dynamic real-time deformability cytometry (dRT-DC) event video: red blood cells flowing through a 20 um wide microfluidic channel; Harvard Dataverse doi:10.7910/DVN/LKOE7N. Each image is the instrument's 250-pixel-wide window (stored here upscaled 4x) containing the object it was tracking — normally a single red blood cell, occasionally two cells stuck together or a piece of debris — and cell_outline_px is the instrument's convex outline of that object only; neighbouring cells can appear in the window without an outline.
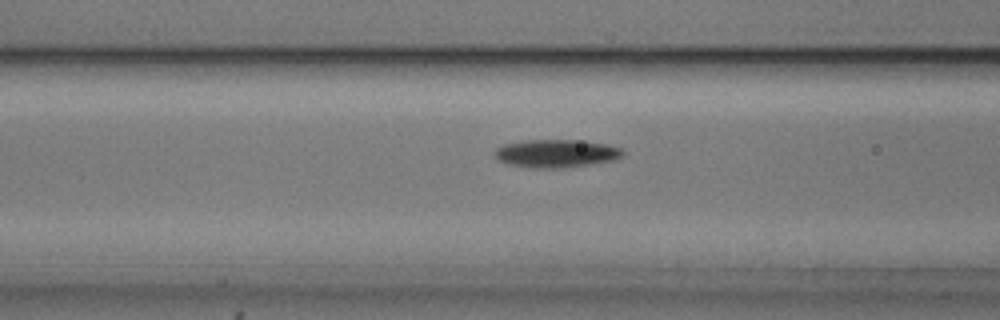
{"species": "common noctule bat (a hibernating species)", "species_latin": "Nyctalus noctula", "temperature_condition": "cold", "stored_images_in_passage": 48, "camera_frame_rate_fps": 3000, "um_per_image_px": 0.085, "animal": {"sex": "male", "body_mass_g": 20.5, "forearm_length_mm": 52.5}, "frame": {"image": 1, "passage_image": 15, "time_ms": 4.667, "image_size_px": [1000, 320], "cell_outline_px": [[624, 152], [620, 156], [612, 160], [588, 164], [560, 168], [536, 168], [508, 164], [500, 160], [496, 156], [496, 148], [504, 144], [524, 140], [576, 140], [608, 144], [620, 148]], "centroid_in_image_um": [47.26, 13.03], "position_along_channel_um": 119.3, "area_um2": 20.52}}
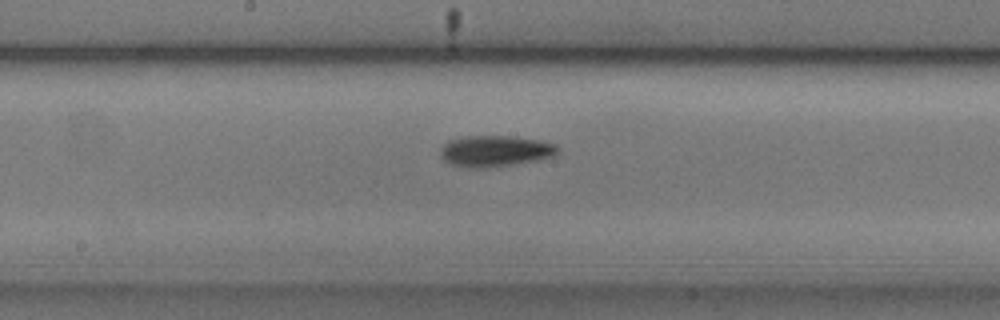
{"frame": {"image": 2, "passage_image": 22, "time_ms": 7.0, "image_size_px": [1000, 320], "cell_outline_px": [[560, 152], [552, 156], [536, 160], [512, 164], [484, 168], [468, 168], [448, 164], [440, 156], [440, 152], [444, 144], [448, 140], [464, 136], [508, 136], [540, 140], [556, 144], [560, 148]], "centroid_in_image_um": [42.07, 12.84], "position_along_channel_um": 206.1, "area_um2": 21.39}}
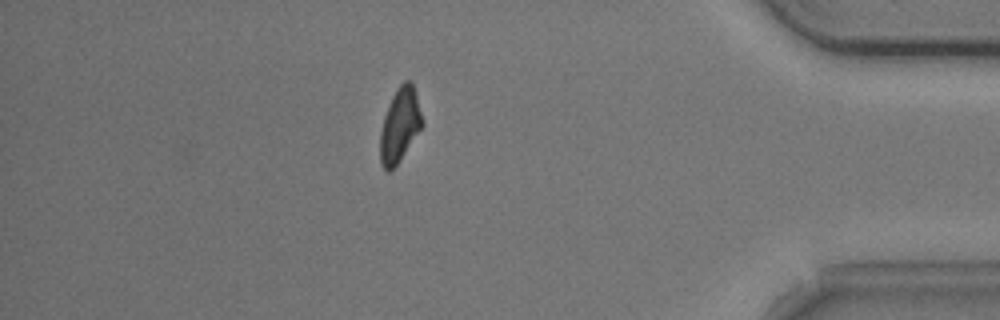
{"frame": {"image": 3, "passage_image": 41, "time_ms": 13.333, "image_size_px": [1000, 320], "cell_outline_px": [[424, 124], [396, 164], [388, 172], [380, 164], [380, 132], [384, 116], [392, 96], [396, 88], [404, 80], [408, 80], [412, 84], [416, 92]], "centroid_in_image_um": [33.98, 10.6], "position_along_channel_um": 401.2, "area_um2": 17.86}, "authors_computed_cell_mechanics": {"area_um2": 19.1029, "velocity_mm_per_s": 3.7073, "shape_relaxation_time_tau1_ms": 2.2964, "shape_relaxation_time_tau2_ms": null, "deformation_change_tau1": 0.1198, "deformation_change_tau2": null}}